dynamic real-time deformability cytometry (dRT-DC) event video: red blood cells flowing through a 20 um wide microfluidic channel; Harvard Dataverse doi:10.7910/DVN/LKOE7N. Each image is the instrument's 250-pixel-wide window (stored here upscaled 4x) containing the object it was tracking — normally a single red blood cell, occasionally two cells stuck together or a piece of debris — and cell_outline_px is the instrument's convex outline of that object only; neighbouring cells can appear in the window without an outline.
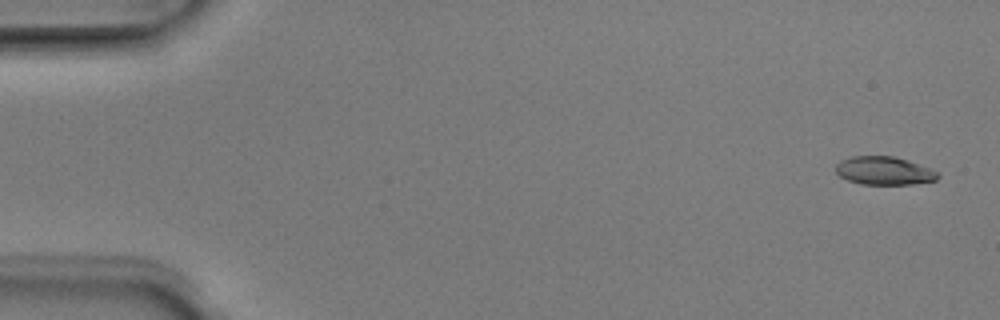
{"species": "Egyptian fruit bat (a non-hibernating species)", "species_latin": "Rousettus aegyptiacus", "temperature_condition": "room temperature", "stored_images_in_passage": 8, "camera_frame_rate_fps": 3000, "um_per_image_px": 0.085, "animal": {"sex": "male"}, "frame": {"image": 1, "passage_image": 1, "time_ms": 0.0, "image_size_px": [1000, 320], "cell_outline_px": [[940, 176], [936, 180], [912, 184], [860, 184], [848, 180], [840, 176], [836, 172], [836, 164], [840, 160], [852, 156], [896, 156], [908, 160], [940, 172]], "centroid_in_image_um": [75.16, 14.5], "position_along_channel_um": 9.8, "area_um2": 16.88}}
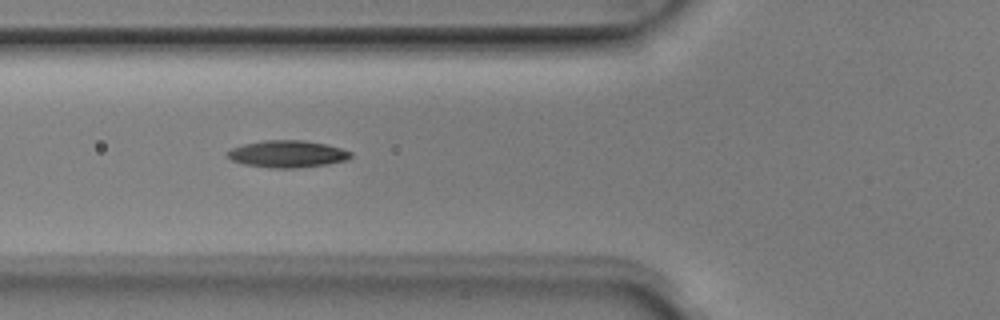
{"frame": {"image": 2, "passage_image": 6, "time_ms": 1.667, "image_size_px": [1000, 320], "cell_outline_px": [[352, 156], [348, 160], [328, 164], [296, 168], [268, 168], [244, 164], [232, 160], [224, 156], [224, 152], [232, 148], [244, 144], [264, 140], [304, 140], [328, 144], [352, 152]], "centroid_in_image_um": [24.41, 13.09], "position_along_channel_um": 101.4, "area_um2": 19.71}}
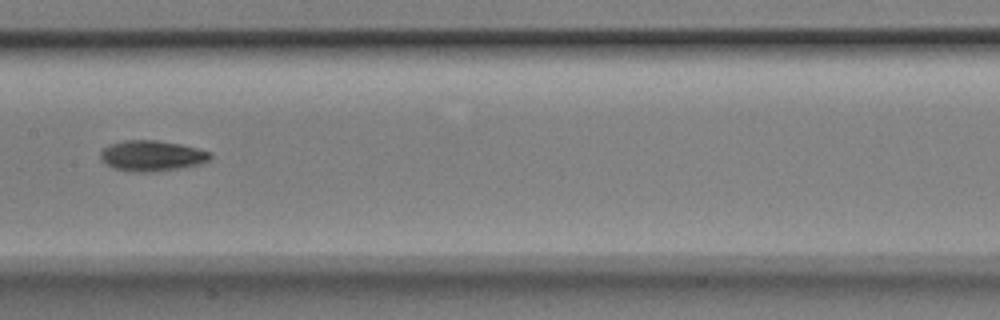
{"frame": {"image": 3, "passage_image": 8, "time_ms": 2.333, "image_size_px": [1000, 320], "cell_outline_px": [[212, 156], [208, 160], [200, 164], [180, 168], [156, 172], [132, 172], [112, 168], [100, 160], [100, 152], [108, 144], [124, 140], [156, 140], [180, 144], [212, 152]], "centroid_in_image_um": [12.87, 13.25], "position_along_channel_um": 194.5, "area_um2": 19.83}}